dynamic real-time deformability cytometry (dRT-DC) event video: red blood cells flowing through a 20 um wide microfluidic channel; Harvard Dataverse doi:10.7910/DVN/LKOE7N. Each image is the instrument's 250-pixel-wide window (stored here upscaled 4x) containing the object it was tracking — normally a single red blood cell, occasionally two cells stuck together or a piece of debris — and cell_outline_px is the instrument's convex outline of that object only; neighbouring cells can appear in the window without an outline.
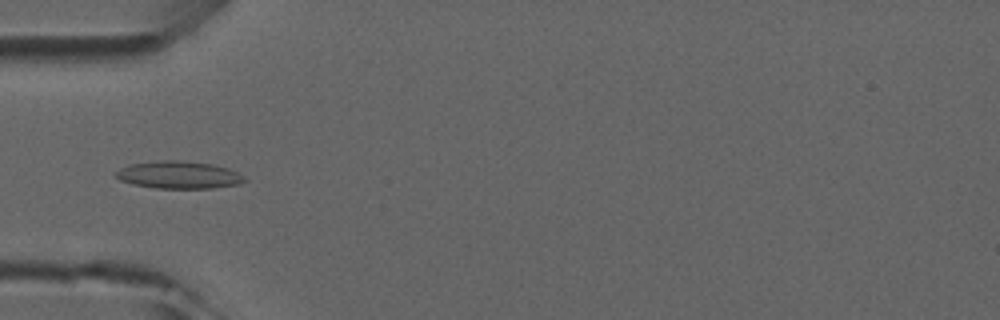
{"species": "common noctule bat (a hibernating species)", "species_latin": "Nyctalus noctula", "temperature_condition": "room temperature", "stored_images_in_passage": 5, "camera_frame_rate_fps": 3000, "um_per_image_px": 0.085, "animal": {"sex": "male", "forearm_length_mm": 52.5}, "frame": {"image": 1, "passage_image": 5, "time_ms": 4.667, "image_size_px": [1000, 320], "cell_outline_px": [[248, 180], [236, 184], [212, 188], [156, 188], [132, 184], [120, 180], [116, 176], [116, 172], [120, 168], [128, 164], [164, 160], [176, 160], [212, 164], [228, 168], [244, 176]], "centroid_in_image_um": [15.18, 14.86], "position_along_channel_um": 69.8, "area_um2": 20.4}}